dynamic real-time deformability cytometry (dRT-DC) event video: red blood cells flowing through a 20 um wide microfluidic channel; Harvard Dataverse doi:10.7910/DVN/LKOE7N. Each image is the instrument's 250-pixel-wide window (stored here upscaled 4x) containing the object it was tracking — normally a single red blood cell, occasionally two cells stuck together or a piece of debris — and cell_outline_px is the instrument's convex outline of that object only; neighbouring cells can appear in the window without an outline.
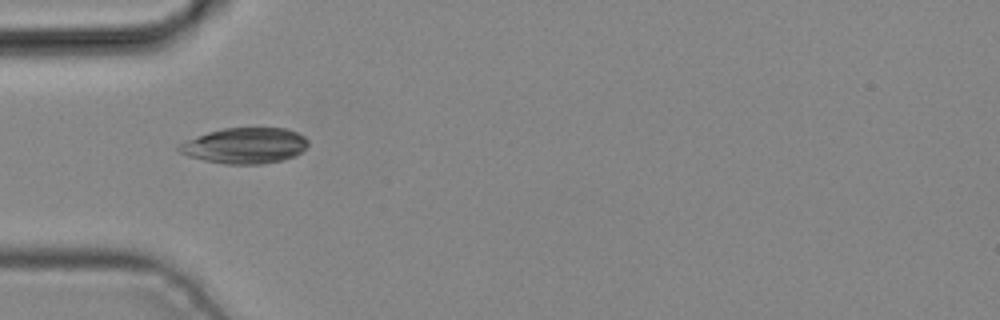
{"species": "common noctule bat (a hibernating species)", "species_latin": "Nyctalus noctula", "temperature_condition": "cold", "stored_images_in_passage": 5, "camera_frame_rate_fps": 3000, "um_per_image_px": 0.085, "animal": {"sex": "male", "body_mass_g": 19.2, "forearm_length_mm": 51.8}, "frame": {"image": 1, "passage_image": 4, "time_ms": 1.0, "image_size_px": [1000, 320], "cell_outline_px": [[308, 144], [296, 156], [284, 160], [264, 164], [224, 164], [204, 160], [188, 156], [180, 152], [176, 148], [180, 144], [188, 140], [208, 132], [224, 128], [284, 128], [296, 132], [304, 136], [308, 140]], "centroid_in_image_um": [20.84, 12.39], "position_along_channel_um": 64.2, "area_um2": 26.82}}
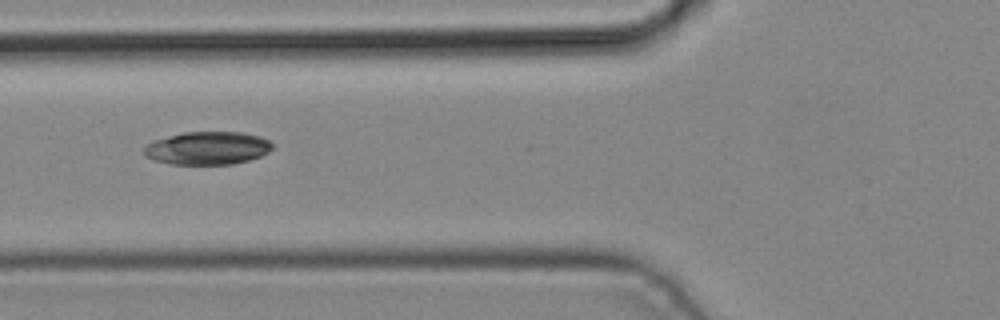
{"frame": {"image": 2, "passage_image": 5, "time_ms": 1.333, "image_size_px": [1000, 320], "cell_outline_px": [[272, 148], [268, 152], [260, 156], [248, 160], [232, 164], [172, 164], [156, 160], [144, 156], [144, 148], [148, 144], [156, 140], [168, 136], [184, 132], [240, 132], [260, 136], [268, 140], [272, 144]], "centroid_in_image_um": [17.65, 12.59], "position_along_channel_um": 108.2, "area_um2": 24.45}}